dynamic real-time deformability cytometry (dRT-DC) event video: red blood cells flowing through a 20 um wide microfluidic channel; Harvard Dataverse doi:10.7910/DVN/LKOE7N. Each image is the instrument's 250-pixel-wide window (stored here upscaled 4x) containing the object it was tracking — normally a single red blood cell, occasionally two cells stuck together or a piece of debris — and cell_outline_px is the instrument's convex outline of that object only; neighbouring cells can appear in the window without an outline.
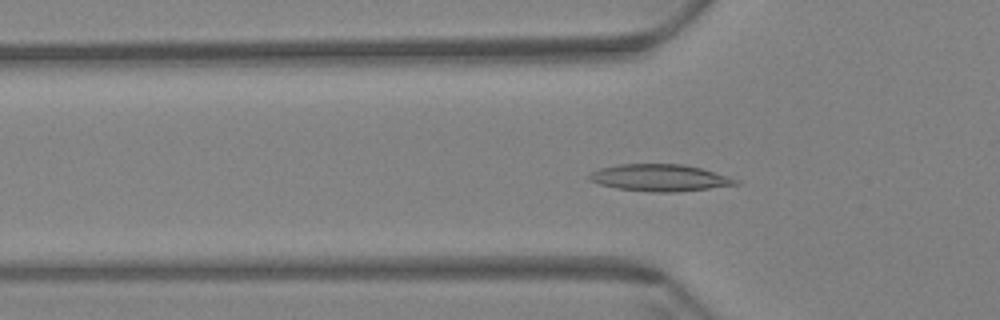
{"species": "Egyptian fruit bat (a non-hibernating species)", "species_latin": "Rousettus aegyptiacus", "temperature_condition": "warm", "stored_images_in_passage": 61, "segment_of_instrument_passage": [1, 2], "camera_frame_rate_fps": 3000, "um_per_image_px": 0.085, "animal": {"sex": "female"}, "frame": {"image": 1, "passage_image": 20, "time_ms": 6.333, "image_size_px": [1000, 320], "cell_outline_px": [[740, 184], [676, 192], [652, 192], [616, 188], [600, 184], [588, 180], [588, 176], [592, 172], [600, 168], [620, 164], [680, 164], [700, 168], [728, 176], [740, 180]], "centroid_in_image_um": [56.07, 15.11], "position_along_channel_um": 69.7, "area_um2": 22.77}}
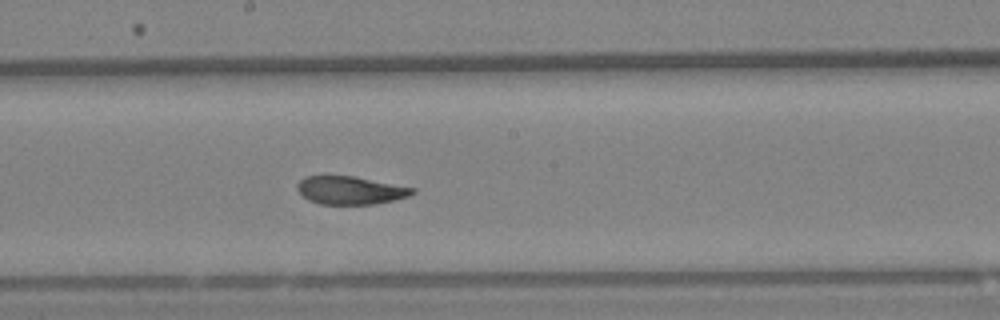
{"frame": {"image": 2, "passage_image": 33, "time_ms": 10.667, "image_size_px": [1000, 320], "cell_outline_px": [[416, 192], [408, 196], [376, 204], [320, 204], [308, 200], [296, 188], [296, 184], [304, 176], [352, 176], [416, 188]], "centroid_in_image_um": [29.76, 16.17], "position_along_channel_um": 218.4, "area_um2": 18.73}}
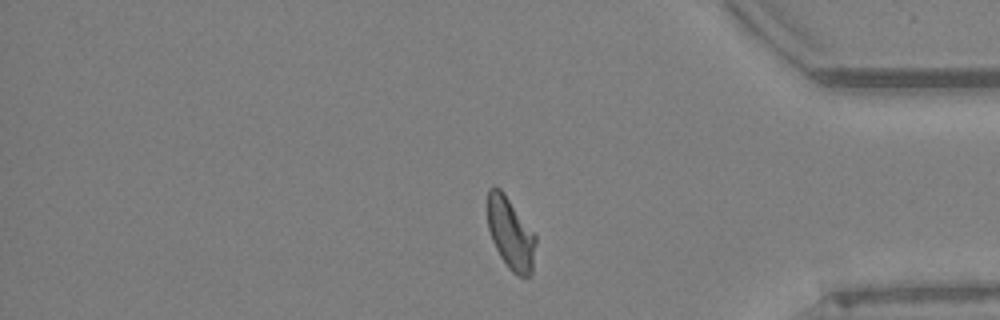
{"frame": {"image": 3, "passage_image": 50, "time_ms": 16.333, "image_size_px": [1000, 320], "cell_outline_px": [[536, 240], [532, 272], [528, 276], [516, 276], [508, 268], [500, 256], [492, 240], [488, 228], [488, 188], [500, 188], [504, 192], [536, 236]], "centroid_in_image_um": [43.4, 19.87], "position_along_channel_um": 391.8, "area_um2": 19.94}}